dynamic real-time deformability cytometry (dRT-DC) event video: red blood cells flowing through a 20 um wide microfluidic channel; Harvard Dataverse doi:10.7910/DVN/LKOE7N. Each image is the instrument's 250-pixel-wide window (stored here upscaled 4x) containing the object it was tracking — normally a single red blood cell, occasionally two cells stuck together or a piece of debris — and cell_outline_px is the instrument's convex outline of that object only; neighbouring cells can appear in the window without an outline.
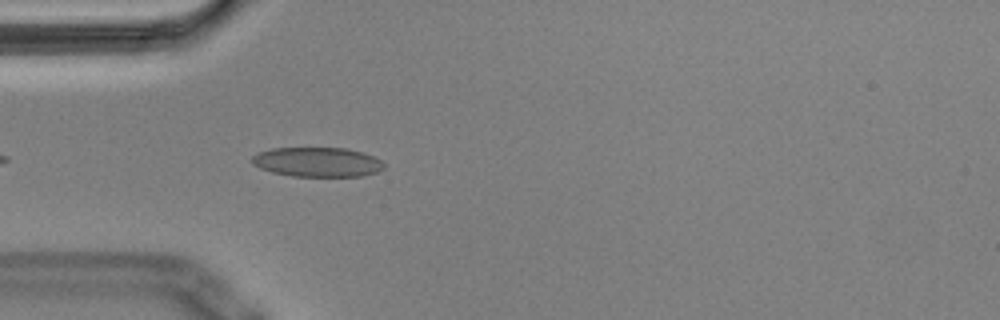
{"species": "Egyptian fruit bat (a non-hibernating species)", "species_latin": "Rousettus aegyptiacus", "temperature_condition": "cold", "stored_images_in_passage": 22, "camera_frame_rate_fps": 3000, "um_per_image_px": 0.085, "animal": {"sex": "male"}, "frame": {"image": 1, "passage_image": 4, "time_ms": 1.0, "image_size_px": [1000, 320], "cell_outline_px": [[384, 168], [376, 172], [364, 176], [292, 176], [272, 172], [260, 168], [252, 164], [252, 156], [260, 152], [272, 148], [348, 148], [372, 156], [380, 160], [384, 164]], "centroid_in_image_um": [26.97, 13.78], "position_along_channel_um": 58.0, "area_um2": 22.6}}
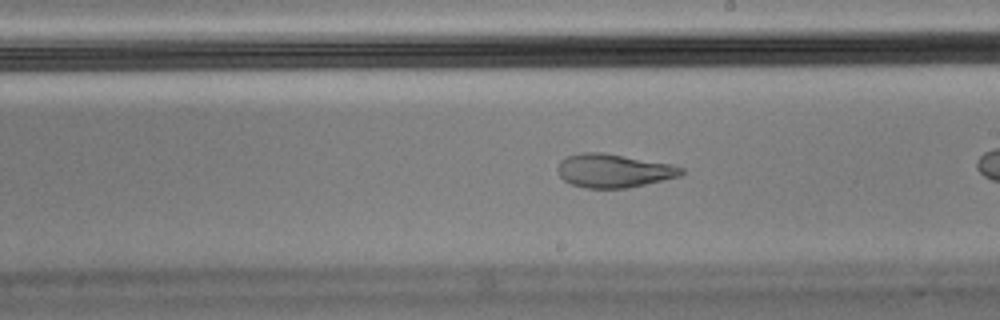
{"frame": {"image": 2, "passage_image": 16, "time_ms": 5.0, "image_size_px": [1000, 320], "cell_outline_px": [[684, 172], [680, 176], [664, 180], [624, 188], [584, 188], [572, 184], [564, 180], [560, 176], [556, 168], [560, 160], [568, 156], [580, 152], [604, 152], [672, 164], [684, 168]], "centroid_in_image_um": [52.15, 14.5], "position_along_channel_um": 236.9, "area_um2": 24.28}}